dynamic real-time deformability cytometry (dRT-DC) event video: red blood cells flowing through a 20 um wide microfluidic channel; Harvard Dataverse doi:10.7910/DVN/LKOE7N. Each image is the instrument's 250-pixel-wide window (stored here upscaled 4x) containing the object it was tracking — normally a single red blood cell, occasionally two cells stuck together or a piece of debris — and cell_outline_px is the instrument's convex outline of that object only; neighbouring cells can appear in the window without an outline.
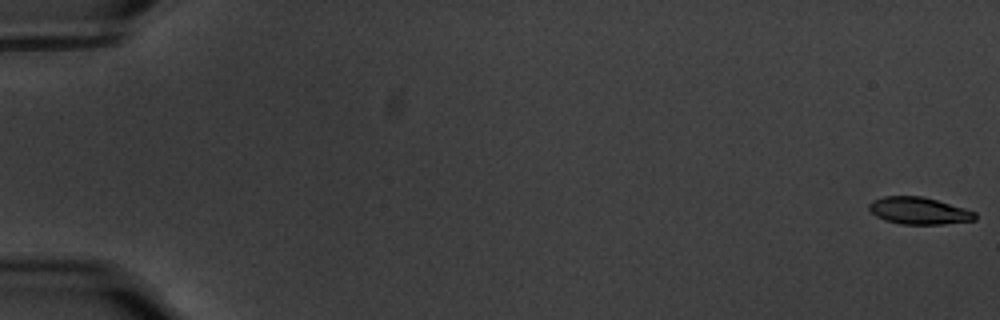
{"species": "common noctule bat (a hibernating species)", "species_latin": "Nyctalus noctula", "temperature_condition": "warm", "stored_images_in_passage": 59, "camera_frame_rate_fps": 3000, "um_per_image_px": 0.085, "animal": {"sex": "male", "body_mass_g": 20.1, "forearm_length_mm": 53.5}, "frame": {"image": 1, "passage_image": 1, "time_ms": 0.0, "image_size_px": [1000, 320], "cell_outline_px": [[976, 220], [944, 224], [900, 224], [884, 220], [876, 216], [868, 208], [868, 204], [872, 200], [884, 196], [924, 196], [964, 208], [976, 212]], "centroid_in_image_um": [78.1, 17.91], "position_along_channel_um": 6.9, "area_um2": 16.82}}
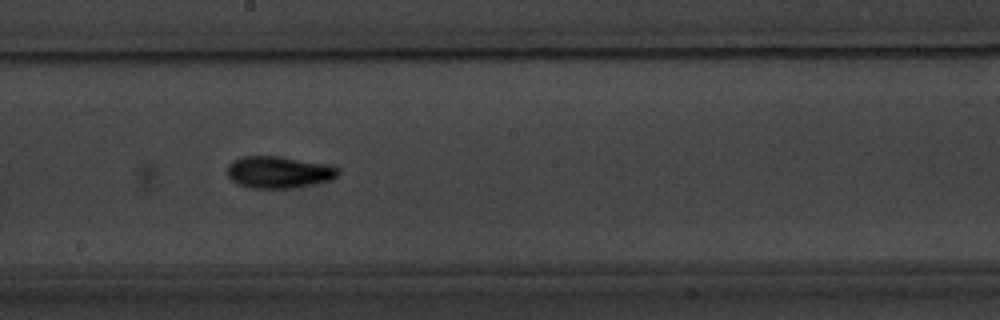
{"frame": {"image": 2, "passage_image": 34, "time_ms": 11.0, "image_size_px": [1000, 320], "cell_outline_px": [[340, 172], [332, 180], [292, 188], [252, 188], [236, 184], [228, 176], [228, 164], [232, 160], [240, 156], [280, 156], [324, 164], [340, 168]], "centroid_in_image_um": [23.66, 14.63], "position_along_channel_um": 224.5, "area_um2": 20.63}}
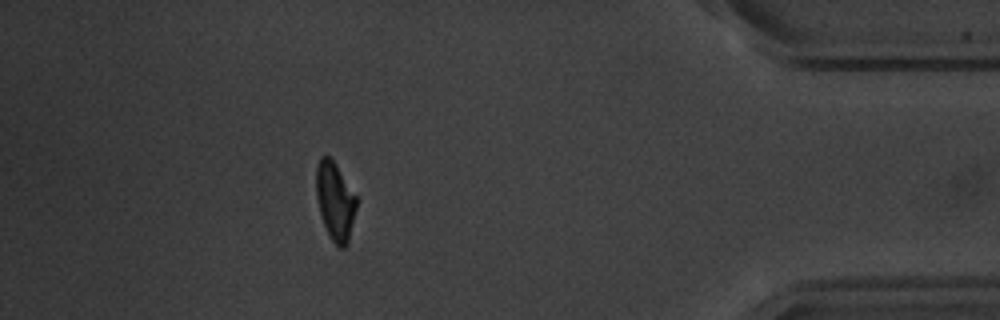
{"frame": {"image": 3, "passage_image": 53, "time_ms": 17.333, "image_size_px": [1000, 320], "cell_outline_px": [[356, 208], [348, 244], [344, 248], [340, 248], [332, 240], [324, 224], [320, 212], [316, 196], [316, 164], [320, 156], [328, 156], [336, 164], [356, 196]], "centroid_in_image_um": [28.47, 17.08], "position_along_channel_um": 406.7, "area_um2": 18.15}, "authors_computed_cell_mechanics": {"area_um2": 18.5538, "velocity_mm_per_s": 3.53, "shape_relaxation_time_tau1_ms": 3.4959, "shape_relaxation_time_tau2_ms": 2.5176, "deformation_change_tau1": 0.1713, "deformation_change_tau2": 0.0781}}